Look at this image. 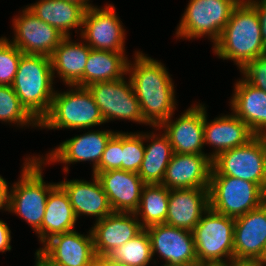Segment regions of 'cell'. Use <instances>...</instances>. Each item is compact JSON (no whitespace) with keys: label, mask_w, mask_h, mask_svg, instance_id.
Instances as JSON below:
<instances>
[{"label":"cell","mask_w":266,"mask_h":266,"mask_svg":"<svg viewBox=\"0 0 266 266\" xmlns=\"http://www.w3.org/2000/svg\"><path fill=\"white\" fill-rule=\"evenodd\" d=\"M134 56L133 63L129 60L127 64L128 78L144 120L151 127H159L177 109L172 75L161 61L148 57L142 51H135Z\"/></svg>","instance_id":"cell-1"},{"label":"cell","mask_w":266,"mask_h":266,"mask_svg":"<svg viewBox=\"0 0 266 266\" xmlns=\"http://www.w3.org/2000/svg\"><path fill=\"white\" fill-rule=\"evenodd\" d=\"M213 53L223 60H232L238 69L266 53L256 8L241 0L231 13Z\"/></svg>","instance_id":"cell-2"},{"label":"cell","mask_w":266,"mask_h":266,"mask_svg":"<svg viewBox=\"0 0 266 266\" xmlns=\"http://www.w3.org/2000/svg\"><path fill=\"white\" fill-rule=\"evenodd\" d=\"M24 161L18 182L7 187L4 211L20 216L38 234L41 242V225L45 214L46 200L49 192L58 183L44 181L42 168L44 169L45 163L37 155L28 156Z\"/></svg>","instance_id":"cell-3"},{"label":"cell","mask_w":266,"mask_h":266,"mask_svg":"<svg viewBox=\"0 0 266 266\" xmlns=\"http://www.w3.org/2000/svg\"><path fill=\"white\" fill-rule=\"evenodd\" d=\"M51 57L22 54L12 88L38 121L49 112L55 90Z\"/></svg>","instance_id":"cell-4"},{"label":"cell","mask_w":266,"mask_h":266,"mask_svg":"<svg viewBox=\"0 0 266 266\" xmlns=\"http://www.w3.org/2000/svg\"><path fill=\"white\" fill-rule=\"evenodd\" d=\"M66 87L71 89L55 91L49 112L39 122L40 129L85 130L105 123L87 87Z\"/></svg>","instance_id":"cell-5"},{"label":"cell","mask_w":266,"mask_h":266,"mask_svg":"<svg viewBox=\"0 0 266 266\" xmlns=\"http://www.w3.org/2000/svg\"><path fill=\"white\" fill-rule=\"evenodd\" d=\"M241 0H189L176 29V38L208 36L213 45L219 40L231 13Z\"/></svg>","instance_id":"cell-6"},{"label":"cell","mask_w":266,"mask_h":266,"mask_svg":"<svg viewBox=\"0 0 266 266\" xmlns=\"http://www.w3.org/2000/svg\"><path fill=\"white\" fill-rule=\"evenodd\" d=\"M235 218L215 212L210 207L192 230L197 261L228 263L234 258Z\"/></svg>","instance_id":"cell-7"},{"label":"cell","mask_w":266,"mask_h":266,"mask_svg":"<svg viewBox=\"0 0 266 266\" xmlns=\"http://www.w3.org/2000/svg\"><path fill=\"white\" fill-rule=\"evenodd\" d=\"M210 176H231L258 184L266 192V136L255 135L246 144L212 159Z\"/></svg>","instance_id":"cell-8"},{"label":"cell","mask_w":266,"mask_h":266,"mask_svg":"<svg viewBox=\"0 0 266 266\" xmlns=\"http://www.w3.org/2000/svg\"><path fill=\"white\" fill-rule=\"evenodd\" d=\"M266 202V192L256 183L231 176H210L209 207L237 218Z\"/></svg>","instance_id":"cell-9"},{"label":"cell","mask_w":266,"mask_h":266,"mask_svg":"<svg viewBox=\"0 0 266 266\" xmlns=\"http://www.w3.org/2000/svg\"><path fill=\"white\" fill-rule=\"evenodd\" d=\"M99 107L105 123L113 120H130L149 125L143 118L139 101L130 78L95 82L88 87Z\"/></svg>","instance_id":"cell-10"},{"label":"cell","mask_w":266,"mask_h":266,"mask_svg":"<svg viewBox=\"0 0 266 266\" xmlns=\"http://www.w3.org/2000/svg\"><path fill=\"white\" fill-rule=\"evenodd\" d=\"M115 10L106 4L85 11L79 36L91 49L125 52L126 29Z\"/></svg>","instance_id":"cell-11"},{"label":"cell","mask_w":266,"mask_h":266,"mask_svg":"<svg viewBox=\"0 0 266 266\" xmlns=\"http://www.w3.org/2000/svg\"><path fill=\"white\" fill-rule=\"evenodd\" d=\"M115 131L110 130H95L91 129L81 135H76L70 139H66L60 145L50 150L45 157L38 155L45 164L63 163V171L68 173L70 165L76 162H92L93 174L96 173L102 154L105 150L107 142L115 134Z\"/></svg>","instance_id":"cell-12"},{"label":"cell","mask_w":266,"mask_h":266,"mask_svg":"<svg viewBox=\"0 0 266 266\" xmlns=\"http://www.w3.org/2000/svg\"><path fill=\"white\" fill-rule=\"evenodd\" d=\"M14 37L10 40L23 54L51 57L64 36L40 20L27 7L12 20Z\"/></svg>","instance_id":"cell-13"},{"label":"cell","mask_w":266,"mask_h":266,"mask_svg":"<svg viewBox=\"0 0 266 266\" xmlns=\"http://www.w3.org/2000/svg\"><path fill=\"white\" fill-rule=\"evenodd\" d=\"M173 116L154 130H163L177 154H207L203 151L205 104H193L174 121Z\"/></svg>","instance_id":"cell-14"},{"label":"cell","mask_w":266,"mask_h":266,"mask_svg":"<svg viewBox=\"0 0 266 266\" xmlns=\"http://www.w3.org/2000/svg\"><path fill=\"white\" fill-rule=\"evenodd\" d=\"M87 233L74 230L55 235L38 250L57 266H95L97 256L91 230Z\"/></svg>","instance_id":"cell-15"},{"label":"cell","mask_w":266,"mask_h":266,"mask_svg":"<svg viewBox=\"0 0 266 266\" xmlns=\"http://www.w3.org/2000/svg\"><path fill=\"white\" fill-rule=\"evenodd\" d=\"M151 240L152 257L162 258L163 265L181 264L197 261L192 231L156 224L146 228Z\"/></svg>","instance_id":"cell-16"},{"label":"cell","mask_w":266,"mask_h":266,"mask_svg":"<svg viewBox=\"0 0 266 266\" xmlns=\"http://www.w3.org/2000/svg\"><path fill=\"white\" fill-rule=\"evenodd\" d=\"M212 159L208 154H177L168 163L162 185L171 189H209Z\"/></svg>","instance_id":"cell-17"},{"label":"cell","mask_w":266,"mask_h":266,"mask_svg":"<svg viewBox=\"0 0 266 266\" xmlns=\"http://www.w3.org/2000/svg\"><path fill=\"white\" fill-rule=\"evenodd\" d=\"M143 229L134 213L113 212L107 215L90 228L96 256H106Z\"/></svg>","instance_id":"cell-18"},{"label":"cell","mask_w":266,"mask_h":266,"mask_svg":"<svg viewBox=\"0 0 266 266\" xmlns=\"http://www.w3.org/2000/svg\"><path fill=\"white\" fill-rule=\"evenodd\" d=\"M113 212L135 213L145 185L138 173L122 169L96 172Z\"/></svg>","instance_id":"cell-19"},{"label":"cell","mask_w":266,"mask_h":266,"mask_svg":"<svg viewBox=\"0 0 266 266\" xmlns=\"http://www.w3.org/2000/svg\"><path fill=\"white\" fill-rule=\"evenodd\" d=\"M266 248V202L235 218L234 258L262 259Z\"/></svg>","instance_id":"cell-20"},{"label":"cell","mask_w":266,"mask_h":266,"mask_svg":"<svg viewBox=\"0 0 266 266\" xmlns=\"http://www.w3.org/2000/svg\"><path fill=\"white\" fill-rule=\"evenodd\" d=\"M92 177V182L81 179L67 180L66 178L58 182L67 193L77 220L80 216L87 215L94 216L97 222L113 213L99 179L95 174H92Z\"/></svg>","instance_id":"cell-21"},{"label":"cell","mask_w":266,"mask_h":266,"mask_svg":"<svg viewBox=\"0 0 266 266\" xmlns=\"http://www.w3.org/2000/svg\"><path fill=\"white\" fill-rule=\"evenodd\" d=\"M206 109L205 106L204 145L209 144L214 148L208 154L211 159L221 152L246 144L255 136L248 125L233 112L219 115L209 122Z\"/></svg>","instance_id":"cell-22"},{"label":"cell","mask_w":266,"mask_h":266,"mask_svg":"<svg viewBox=\"0 0 266 266\" xmlns=\"http://www.w3.org/2000/svg\"><path fill=\"white\" fill-rule=\"evenodd\" d=\"M209 208V189H171L165 224L192 231Z\"/></svg>","instance_id":"cell-23"},{"label":"cell","mask_w":266,"mask_h":266,"mask_svg":"<svg viewBox=\"0 0 266 266\" xmlns=\"http://www.w3.org/2000/svg\"><path fill=\"white\" fill-rule=\"evenodd\" d=\"M231 111L239 117L255 135L266 136V92L253 87L242 77L234 85L230 99Z\"/></svg>","instance_id":"cell-24"},{"label":"cell","mask_w":266,"mask_h":266,"mask_svg":"<svg viewBox=\"0 0 266 266\" xmlns=\"http://www.w3.org/2000/svg\"><path fill=\"white\" fill-rule=\"evenodd\" d=\"M81 41L74 42L70 36L64 37L51 56L53 77H59L66 86L83 87L85 65L91 48Z\"/></svg>","instance_id":"cell-25"},{"label":"cell","mask_w":266,"mask_h":266,"mask_svg":"<svg viewBox=\"0 0 266 266\" xmlns=\"http://www.w3.org/2000/svg\"><path fill=\"white\" fill-rule=\"evenodd\" d=\"M40 20L55 27L64 37L71 36L70 30H82L85 9L74 2L65 0H38L26 6Z\"/></svg>","instance_id":"cell-26"},{"label":"cell","mask_w":266,"mask_h":266,"mask_svg":"<svg viewBox=\"0 0 266 266\" xmlns=\"http://www.w3.org/2000/svg\"><path fill=\"white\" fill-rule=\"evenodd\" d=\"M77 218L65 190L57 184L46 200V209L41 225V244L51 237L74 231Z\"/></svg>","instance_id":"cell-27"},{"label":"cell","mask_w":266,"mask_h":266,"mask_svg":"<svg viewBox=\"0 0 266 266\" xmlns=\"http://www.w3.org/2000/svg\"><path fill=\"white\" fill-rule=\"evenodd\" d=\"M149 140V141H148ZM151 140V141H150ZM144 158L138 175L145 184H161L165 170L173 156V148L165 133L144 132Z\"/></svg>","instance_id":"cell-28"},{"label":"cell","mask_w":266,"mask_h":266,"mask_svg":"<svg viewBox=\"0 0 266 266\" xmlns=\"http://www.w3.org/2000/svg\"><path fill=\"white\" fill-rule=\"evenodd\" d=\"M125 52L91 49L88 55L83 87L95 82L113 81L127 76L128 57Z\"/></svg>","instance_id":"cell-29"},{"label":"cell","mask_w":266,"mask_h":266,"mask_svg":"<svg viewBox=\"0 0 266 266\" xmlns=\"http://www.w3.org/2000/svg\"><path fill=\"white\" fill-rule=\"evenodd\" d=\"M170 190L162 184H145L135 215L144 229L165 224Z\"/></svg>","instance_id":"cell-30"},{"label":"cell","mask_w":266,"mask_h":266,"mask_svg":"<svg viewBox=\"0 0 266 266\" xmlns=\"http://www.w3.org/2000/svg\"><path fill=\"white\" fill-rule=\"evenodd\" d=\"M108 258L123 262L129 266H148L153 260L151 240L146 229L133 237L122 246L114 248Z\"/></svg>","instance_id":"cell-31"},{"label":"cell","mask_w":266,"mask_h":266,"mask_svg":"<svg viewBox=\"0 0 266 266\" xmlns=\"http://www.w3.org/2000/svg\"><path fill=\"white\" fill-rule=\"evenodd\" d=\"M0 121L17 127H39V122L21 104L12 86H0Z\"/></svg>","instance_id":"cell-32"},{"label":"cell","mask_w":266,"mask_h":266,"mask_svg":"<svg viewBox=\"0 0 266 266\" xmlns=\"http://www.w3.org/2000/svg\"><path fill=\"white\" fill-rule=\"evenodd\" d=\"M144 132H122V170L138 173L145 153Z\"/></svg>","instance_id":"cell-33"},{"label":"cell","mask_w":266,"mask_h":266,"mask_svg":"<svg viewBox=\"0 0 266 266\" xmlns=\"http://www.w3.org/2000/svg\"><path fill=\"white\" fill-rule=\"evenodd\" d=\"M7 37L0 38V86H12L23 54Z\"/></svg>","instance_id":"cell-34"},{"label":"cell","mask_w":266,"mask_h":266,"mask_svg":"<svg viewBox=\"0 0 266 266\" xmlns=\"http://www.w3.org/2000/svg\"><path fill=\"white\" fill-rule=\"evenodd\" d=\"M122 169V131L116 132L107 142L96 172Z\"/></svg>","instance_id":"cell-35"},{"label":"cell","mask_w":266,"mask_h":266,"mask_svg":"<svg viewBox=\"0 0 266 266\" xmlns=\"http://www.w3.org/2000/svg\"><path fill=\"white\" fill-rule=\"evenodd\" d=\"M240 72L246 82L266 92V53L248 62Z\"/></svg>","instance_id":"cell-36"},{"label":"cell","mask_w":266,"mask_h":266,"mask_svg":"<svg viewBox=\"0 0 266 266\" xmlns=\"http://www.w3.org/2000/svg\"><path fill=\"white\" fill-rule=\"evenodd\" d=\"M257 11L260 21L261 36L266 48V0H248Z\"/></svg>","instance_id":"cell-37"},{"label":"cell","mask_w":266,"mask_h":266,"mask_svg":"<svg viewBox=\"0 0 266 266\" xmlns=\"http://www.w3.org/2000/svg\"><path fill=\"white\" fill-rule=\"evenodd\" d=\"M11 230L5 221L0 219V252L4 253L10 251L11 243Z\"/></svg>","instance_id":"cell-38"},{"label":"cell","mask_w":266,"mask_h":266,"mask_svg":"<svg viewBox=\"0 0 266 266\" xmlns=\"http://www.w3.org/2000/svg\"><path fill=\"white\" fill-rule=\"evenodd\" d=\"M228 266H266L262 259L233 258Z\"/></svg>","instance_id":"cell-39"},{"label":"cell","mask_w":266,"mask_h":266,"mask_svg":"<svg viewBox=\"0 0 266 266\" xmlns=\"http://www.w3.org/2000/svg\"><path fill=\"white\" fill-rule=\"evenodd\" d=\"M8 182L0 175V210H5Z\"/></svg>","instance_id":"cell-40"},{"label":"cell","mask_w":266,"mask_h":266,"mask_svg":"<svg viewBox=\"0 0 266 266\" xmlns=\"http://www.w3.org/2000/svg\"><path fill=\"white\" fill-rule=\"evenodd\" d=\"M95 266H129V265L124 264L123 262L112 260L107 256H100L96 258Z\"/></svg>","instance_id":"cell-41"},{"label":"cell","mask_w":266,"mask_h":266,"mask_svg":"<svg viewBox=\"0 0 266 266\" xmlns=\"http://www.w3.org/2000/svg\"><path fill=\"white\" fill-rule=\"evenodd\" d=\"M35 265L34 266H57L50 262L38 249L35 252Z\"/></svg>","instance_id":"cell-42"},{"label":"cell","mask_w":266,"mask_h":266,"mask_svg":"<svg viewBox=\"0 0 266 266\" xmlns=\"http://www.w3.org/2000/svg\"><path fill=\"white\" fill-rule=\"evenodd\" d=\"M65 1L77 3V4L81 5L85 10H88L91 7H95V5H92L90 3V0H65Z\"/></svg>","instance_id":"cell-43"},{"label":"cell","mask_w":266,"mask_h":266,"mask_svg":"<svg viewBox=\"0 0 266 266\" xmlns=\"http://www.w3.org/2000/svg\"><path fill=\"white\" fill-rule=\"evenodd\" d=\"M162 266H200V262H188V263H181V264H172V265H162Z\"/></svg>","instance_id":"cell-44"},{"label":"cell","mask_w":266,"mask_h":266,"mask_svg":"<svg viewBox=\"0 0 266 266\" xmlns=\"http://www.w3.org/2000/svg\"><path fill=\"white\" fill-rule=\"evenodd\" d=\"M200 266H228V263H200Z\"/></svg>","instance_id":"cell-45"},{"label":"cell","mask_w":266,"mask_h":266,"mask_svg":"<svg viewBox=\"0 0 266 266\" xmlns=\"http://www.w3.org/2000/svg\"><path fill=\"white\" fill-rule=\"evenodd\" d=\"M263 262L266 264V248L265 251L263 253V257H262Z\"/></svg>","instance_id":"cell-46"}]
</instances>
